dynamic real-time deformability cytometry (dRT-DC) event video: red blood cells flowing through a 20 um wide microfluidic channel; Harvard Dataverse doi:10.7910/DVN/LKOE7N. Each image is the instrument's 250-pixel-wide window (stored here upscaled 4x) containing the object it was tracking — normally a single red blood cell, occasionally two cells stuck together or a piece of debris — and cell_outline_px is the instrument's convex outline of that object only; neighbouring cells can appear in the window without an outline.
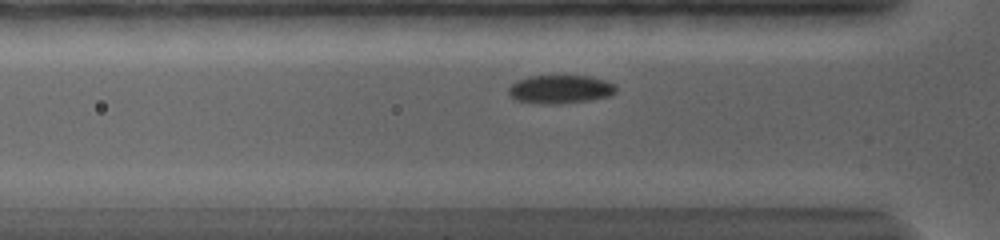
{"species": "common noctule bat (a hibernating species)", "species_latin": "Nyctalus noctula", "temperature_condition": "warm", "stored_images_in_passage": 20, "camera_frame_rate_fps": 5000, "um_per_image_px": 0.085, "animal": {"sex": "female", "body_mass_g": 19.0, "forearm_length_mm": 56.7}, "frame": {"image": 1, "passage_image": 5, "time_ms": 1.6, "image_size_px": [1000, 240], "cell_outline_px": [[616, 92], [608, 96], [588, 100], [560, 104], [540, 104], [516, 100], [508, 92], [508, 88], [512, 84], [528, 76], [592, 76], [604, 80], [612, 84], [616, 88]], "centroid_in_image_um": [47.61, 7.59], "position_along_channel_um": 78.2, "area_um2": 17.63}}
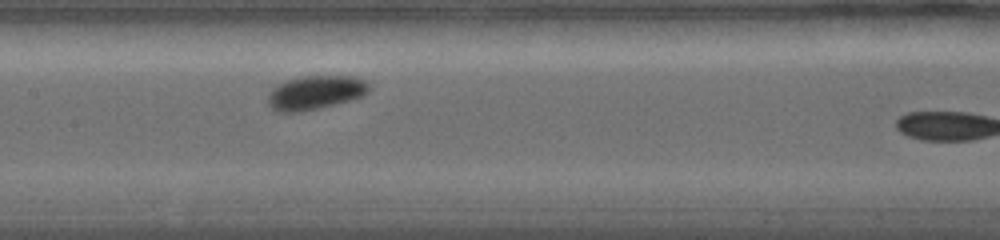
{"frame": {"image": 2, "passage_image": 12, "time_ms": 4.4, "image_size_px": [1000, 240], "cell_outline_px": [[368, 92], [360, 96], [348, 100], [300, 112], [280, 112], [272, 108], [268, 104], [268, 96], [272, 88], [276, 84], [288, 80], [304, 76], [352, 76], [364, 80], [368, 84]], "centroid_in_image_um": [26.75, 7.86], "position_along_channel_um": 180.6, "area_um2": 19.54}}
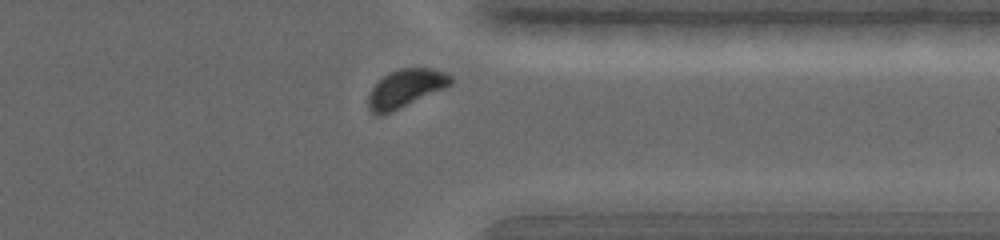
{"frame": {"image": 3, "passage_image": 18, "time_ms": 9.8, "image_size_px": [1000, 240], "cell_outline_px": [[452, 84], [444, 88], [380, 116], [376, 116], [368, 108], [368, 96], [372, 88], [384, 76], [400, 68], [432, 68], [444, 72], [452, 76]], "centroid_in_image_um": [34.47, 7.5], "position_along_channel_um": 376.9, "area_um2": 17.8}, "authors_computed_cell_mechanics": {"area_um2": 18.2937, "velocity_mm_per_s": 3.6653, "shape_relaxation_time_tau1_ms": 1.3233, "shape_relaxation_time_tau2_ms": 2.2768, "deformation_change_tau1": 0.0928, "deformation_change_tau2": 0.0424}}